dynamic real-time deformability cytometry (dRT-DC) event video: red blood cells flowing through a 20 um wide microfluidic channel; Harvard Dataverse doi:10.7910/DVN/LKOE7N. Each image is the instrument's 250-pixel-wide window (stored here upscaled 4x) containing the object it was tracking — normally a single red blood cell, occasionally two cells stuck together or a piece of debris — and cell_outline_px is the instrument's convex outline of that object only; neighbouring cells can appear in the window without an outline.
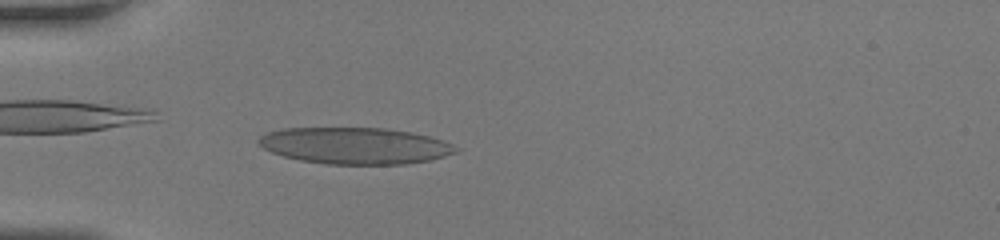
{"species": "human", "species_latin": "Homo sapiens", "temperature_condition": "room temperature", "stored_images_in_passage": 33, "camera_frame_rate_fps": 3000, "um_per_image_px": 0.085, "donor": {"sex": "female"}, "frame": {"image": 1, "passage_image": 2, "time_ms": 0.333, "image_size_px": [1000, 240], "cell_outline_px": [[460, 148], [456, 152], [432, 160], [404, 164], [324, 164], [300, 160], [284, 156], [272, 152], [256, 144], [256, 140], [264, 132], [284, 128], [388, 128], [412, 132], [428, 136], [452, 144]], "centroid_in_image_um": [30.14, 12.38], "position_along_channel_um": 54.9, "area_um2": 42.19}}
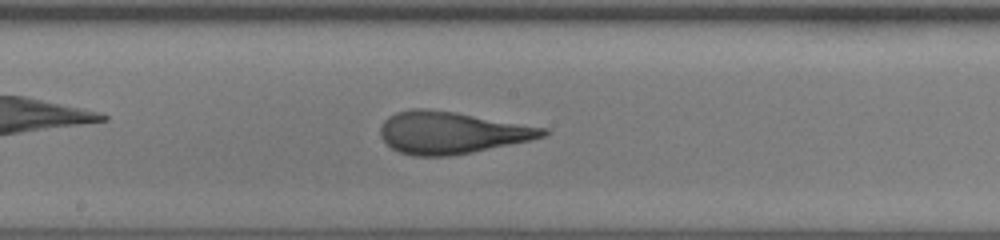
{"frame": {"image": 2, "passage_image": 13, "time_ms": 4.0, "image_size_px": [1000, 240], "cell_outline_px": [[548, 132], [544, 136], [532, 140], [472, 152], [448, 156], [412, 156], [400, 152], [392, 148], [380, 136], [380, 128], [384, 120], [388, 116], [396, 112], [412, 108], [424, 108], [456, 112], [548, 128]], "centroid_in_image_um": [38.36, 11.27], "position_along_channel_um": 209.8, "area_um2": 39.88}}
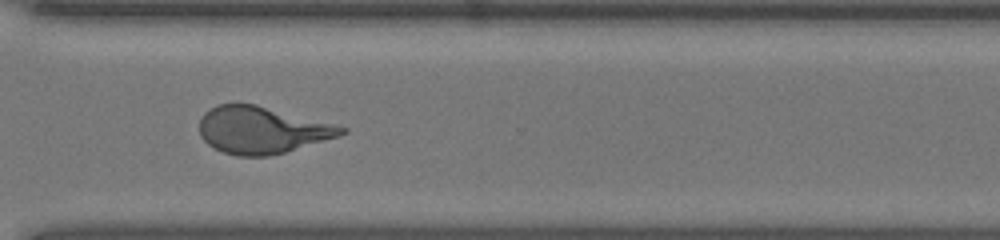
{"frame": {"image": 3, "passage_image": 22, "time_ms": 7.0, "image_size_px": [1000, 240], "cell_outline_px": [[348, 132], [340, 136], [284, 152], [268, 156], [236, 156], [224, 152], [208, 144], [200, 136], [200, 120], [204, 112], [216, 104], [256, 104], [348, 128]], "centroid_in_image_um": [22.24, 11.05], "position_along_channel_um": 348.4, "area_um2": 38.55}}